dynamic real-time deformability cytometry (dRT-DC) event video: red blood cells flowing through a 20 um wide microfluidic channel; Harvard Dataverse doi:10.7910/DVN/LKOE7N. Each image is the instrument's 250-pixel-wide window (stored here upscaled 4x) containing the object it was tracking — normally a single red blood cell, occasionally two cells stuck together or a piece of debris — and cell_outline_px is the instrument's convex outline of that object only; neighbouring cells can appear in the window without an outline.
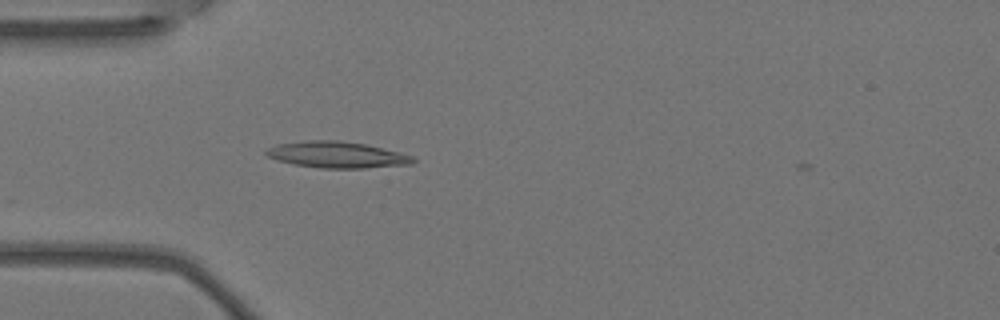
{"species": "Egyptian fruit bat (a non-hibernating species)", "species_latin": "Rousettus aegyptiacus", "temperature_condition": "warm", "stored_images_in_passage": 2, "camera_frame_rate_fps": 3000, "um_per_image_px": 0.085, "animal": {"sex": "female"}, "frame": {"image": 1, "passage_image": 2, "time_ms": 0.333, "image_size_px": [1000, 320], "cell_outline_px": [[416, 160], [412, 164], [364, 168], [320, 168], [296, 164], [276, 160], [268, 156], [264, 152], [268, 148], [276, 144], [304, 140], [340, 140], [368, 144], [416, 156]], "centroid_in_image_um": [28.68, 13.14], "position_along_channel_um": 56.3, "area_um2": 22.77}}